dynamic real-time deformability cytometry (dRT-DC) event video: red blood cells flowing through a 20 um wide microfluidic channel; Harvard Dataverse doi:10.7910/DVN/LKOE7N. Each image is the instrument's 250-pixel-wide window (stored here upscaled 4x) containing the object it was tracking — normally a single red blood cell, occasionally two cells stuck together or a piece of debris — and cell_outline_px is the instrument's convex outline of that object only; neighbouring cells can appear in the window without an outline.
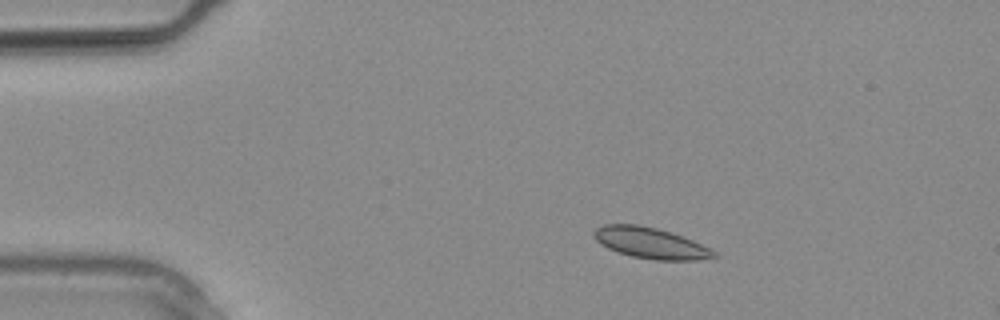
{"species": "common noctule bat (a hibernating species)", "species_latin": "Nyctalus noctula", "temperature_condition": "warm", "stored_images_in_passage": 10, "camera_frame_rate_fps": 3000, "um_per_image_px": 0.085, "animal": {"sex": "male", "body_mass_g": 20.4}, "frame": {"image": 1, "passage_image": 5, "time_ms": 1.333, "image_size_px": [1000, 320], "cell_outline_px": [[716, 256], [696, 260], [656, 260], [632, 256], [616, 252], [600, 244], [592, 236], [592, 232], [596, 228], [604, 224], [636, 224], [656, 228], [692, 240], [716, 252]], "centroid_in_image_um": [55.21, 20.65], "position_along_channel_um": 29.8, "area_um2": 21.39}}